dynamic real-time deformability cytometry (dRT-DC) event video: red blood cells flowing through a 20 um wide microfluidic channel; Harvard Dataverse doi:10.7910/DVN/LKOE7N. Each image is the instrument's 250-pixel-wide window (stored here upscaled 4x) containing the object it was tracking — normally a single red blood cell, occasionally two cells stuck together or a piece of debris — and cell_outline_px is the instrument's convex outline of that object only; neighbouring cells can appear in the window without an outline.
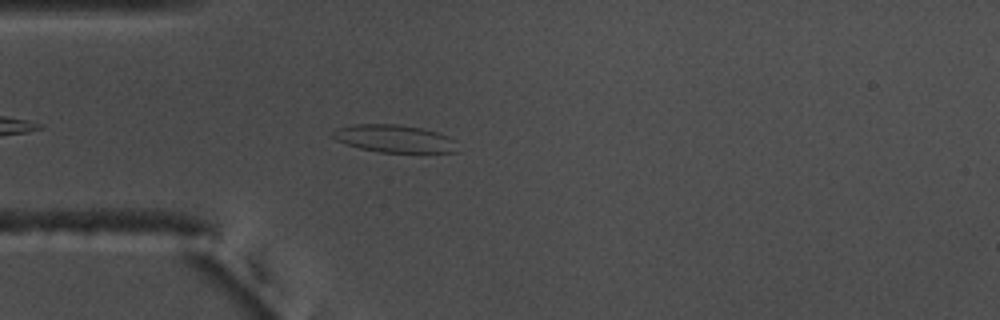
{"species": "common noctule bat (a hibernating species)", "species_latin": "Nyctalus noctula", "temperature_condition": "warm", "stored_images_in_passage": 27, "segment_of_instrument_passage": [1, 2], "camera_frame_rate_fps": 3000, "um_per_image_px": 0.085, "animal": {"sex": "male", "body_mass_g": 17.5, "forearm_length_mm": 52.3}, "frame": {"image": 1, "passage_image": 6, "time_ms": 1.667, "image_size_px": [1000, 320], "cell_outline_px": [[456, 152], [380, 152], [360, 148], [336, 140], [332, 136], [332, 132], [336, 128], [352, 124], [396, 124], [424, 128], [448, 136], [456, 140]], "centroid_in_image_um": [33.51, 11.77], "position_along_channel_um": 51.5, "area_um2": 20.0}}
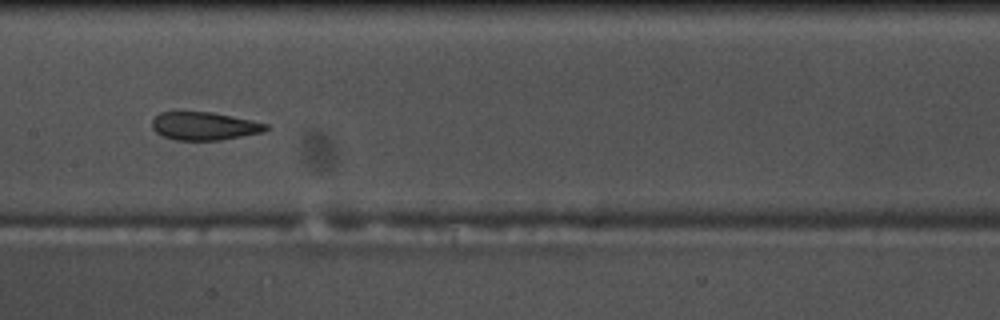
{"frame": {"image": 2, "passage_image": 18, "time_ms": 5.667, "image_size_px": [1000, 320], "cell_outline_px": [[272, 128], [264, 132], [220, 140], [176, 140], [164, 136], [156, 132], [152, 128], [152, 120], [160, 112], [212, 112], [252, 120], [268, 124]], "centroid_in_image_um": [17.41, 10.71], "position_along_channel_um": 190.0, "area_um2": 18.67}}
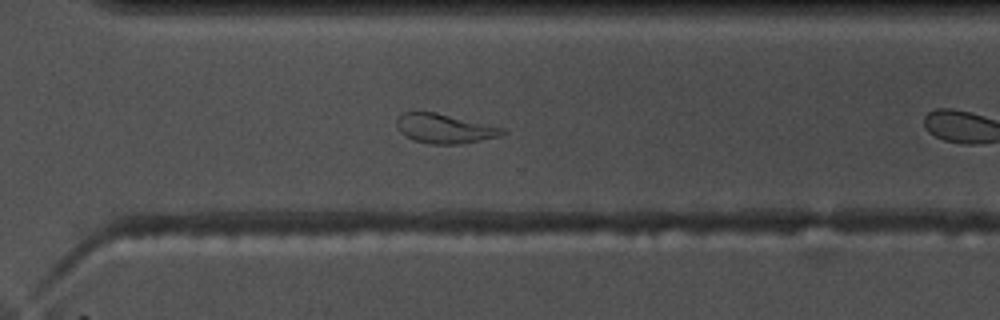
{"frame": {"image": 3, "passage_image": 26, "time_ms": 8.333, "image_size_px": [1000, 320], "cell_outline_px": [[508, 132], [500, 136], [460, 144], [432, 144], [416, 140], [400, 132], [396, 124], [396, 116], [404, 112], [436, 112], [504, 128]], "centroid_in_image_um": [37.79, 10.92], "position_along_channel_um": 332.8, "area_um2": 17.98}}